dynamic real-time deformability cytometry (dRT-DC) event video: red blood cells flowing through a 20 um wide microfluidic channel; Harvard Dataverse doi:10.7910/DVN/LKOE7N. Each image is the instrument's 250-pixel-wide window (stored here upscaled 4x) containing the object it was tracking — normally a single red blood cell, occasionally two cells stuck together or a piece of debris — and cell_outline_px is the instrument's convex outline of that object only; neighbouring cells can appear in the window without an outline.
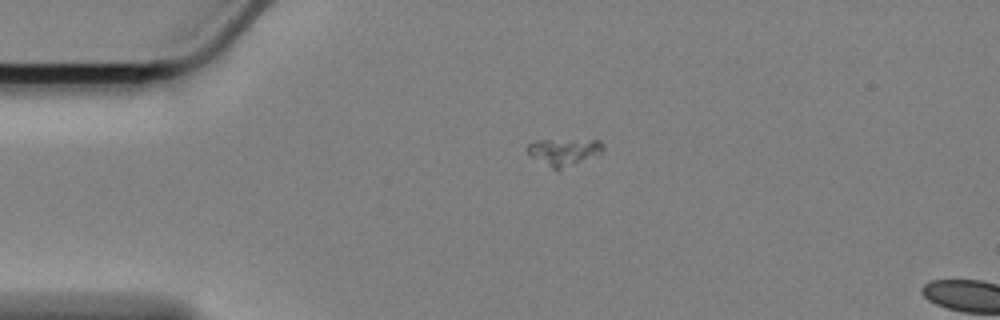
{"species": "Egyptian fruit bat (a non-hibernating species)", "species_latin": "Rousettus aegyptiacus", "temperature_condition": "cold", "stored_images_in_passage": 4, "camera_frame_rate_fps": 3000, "um_per_image_px": 0.085, "animal": {"sex": "female"}, "frame": {"image": 1, "passage_image": 1, "time_ms": 0.0, "image_size_px": [1000, 320], "cell_outline_px": [[604, 148], [600, 152], [560, 168], [552, 168], [532, 156], [528, 152], [528, 144], [540, 140], [600, 140]], "centroid_in_image_um": [47.9, 12.85], "position_along_channel_um": 37.1, "area_um2": 10.98}}